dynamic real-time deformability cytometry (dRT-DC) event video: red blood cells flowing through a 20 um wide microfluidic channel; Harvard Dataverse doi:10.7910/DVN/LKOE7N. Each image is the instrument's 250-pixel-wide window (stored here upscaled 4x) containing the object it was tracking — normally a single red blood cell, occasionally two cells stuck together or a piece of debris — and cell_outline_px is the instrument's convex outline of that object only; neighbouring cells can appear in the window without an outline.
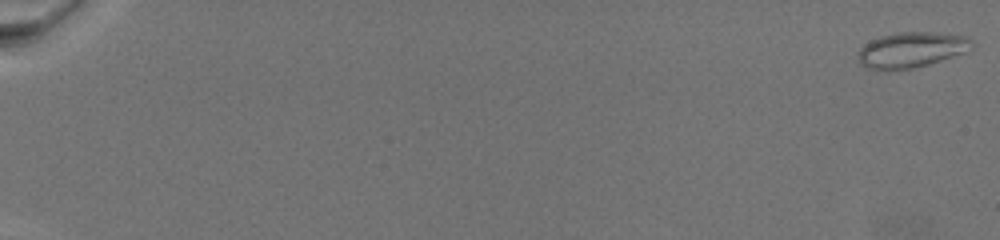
{"species": "common noctule bat (a hibernating species)", "species_latin": "Nyctalus noctula", "temperature_condition": "warm", "stored_images_in_passage": 95, "camera_frame_rate_fps": 3000, "um_per_image_px": 0.085, "animal": {"sex": "female", "body_mass_g": 19.5, "forearm_length_mm": 54.1}, "frame": {"image": 1, "passage_image": 1, "time_ms": 0.0, "image_size_px": [1000, 240], "cell_outline_px": [[976, 44], [968, 52], [928, 64], [912, 68], [888, 72], [864, 68], [860, 64], [860, 48], [864, 44], [880, 36], [896, 32], [932, 32], [964, 36], [972, 40]], "centroid_in_image_um": [77.48, 4.25], "position_along_channel_um": 7.5, "area_um2": 23.87}}
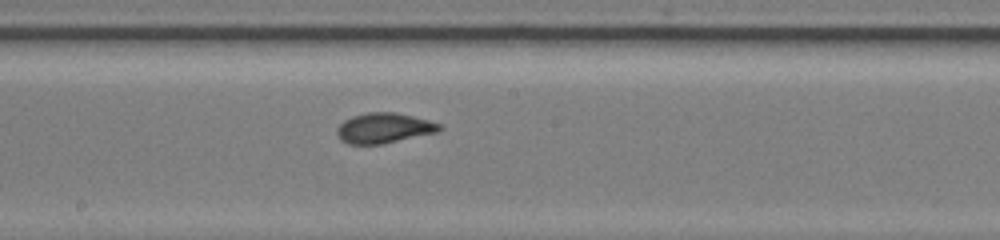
{"frame": {"image": 2, "passage_image": 58, "time_ms": 14.333, "image_size_px": [1000, 240], "cell_outline_px": [[444, 128], [436, 132], [380, 144], [348, 144], [340, 140], [336, 132], [336, 128], [344, 120], [352, 116], [368, 112], [396, 112], [428, 120], [440, 124]], "centroid_in_image_um": [32.6, 10.88], "position_along_channel_um": 215.6, "area_um2": 17.92}}
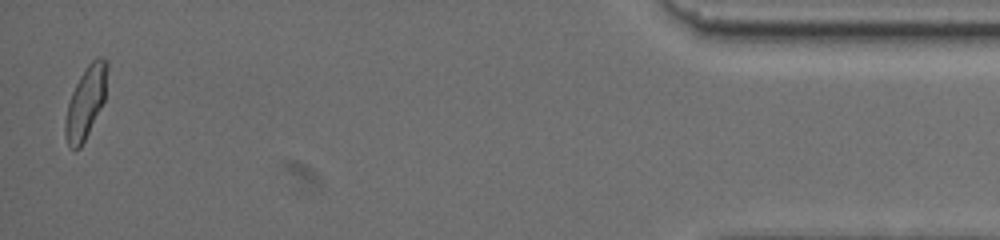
{"frame": {"image": 3, "passage_image": 93, "time_ms": 23.667, "image_size_px": [1000, 240], "cell_outline_px": [[108, 64], [104, 100], [80, 148], [68, 148], [64, 132], [64, 120], [68, 104], [72, 92], [80, 76], [88, 64], [96, 56], [104, 56], [108, 60]], "centroid_in_image_um": [7.28, 8.65], "position_along_channel_um": 427.9, "area_um2": 17.4}}